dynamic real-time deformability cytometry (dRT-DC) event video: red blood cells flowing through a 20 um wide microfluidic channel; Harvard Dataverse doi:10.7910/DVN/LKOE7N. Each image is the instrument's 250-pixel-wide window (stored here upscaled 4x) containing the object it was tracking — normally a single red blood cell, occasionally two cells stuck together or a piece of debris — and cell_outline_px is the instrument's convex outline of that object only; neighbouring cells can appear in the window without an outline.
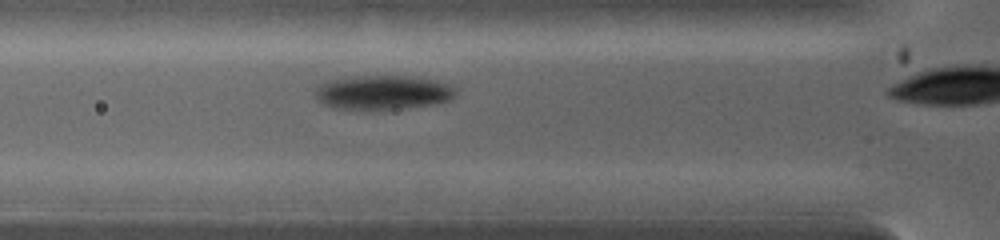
{"species": "common noctule bat (a hibernating species)", "species_latin": "Nyctalus noctula", "temperature_condition": "warm", "stored_images_in_passage": 4, "camera_frame_rate_fps": 5000, "um_per_image_px": 0.085, "animal": {"sex": "female", "body_mass_g": 19.0, "forearm_length_mm": 53.3}, "frame": {"image": 1, "passage_image": 3, "time_ms": 0.8, "image_size_px": [1000, 240], "cell_outline_px": [[456, 92], [448, 100], [432, 104], [404, 108], [336, 108], [324, 104], [316, 96], [316, 88], [328, 80], [360, 76], [404, 76], [432, 80], [452, 84], [456, 88]], "centroid_in_image_um": [32.58, 7.84], "position_along_channel_um": 93.2, "area_um2": 27.22}}